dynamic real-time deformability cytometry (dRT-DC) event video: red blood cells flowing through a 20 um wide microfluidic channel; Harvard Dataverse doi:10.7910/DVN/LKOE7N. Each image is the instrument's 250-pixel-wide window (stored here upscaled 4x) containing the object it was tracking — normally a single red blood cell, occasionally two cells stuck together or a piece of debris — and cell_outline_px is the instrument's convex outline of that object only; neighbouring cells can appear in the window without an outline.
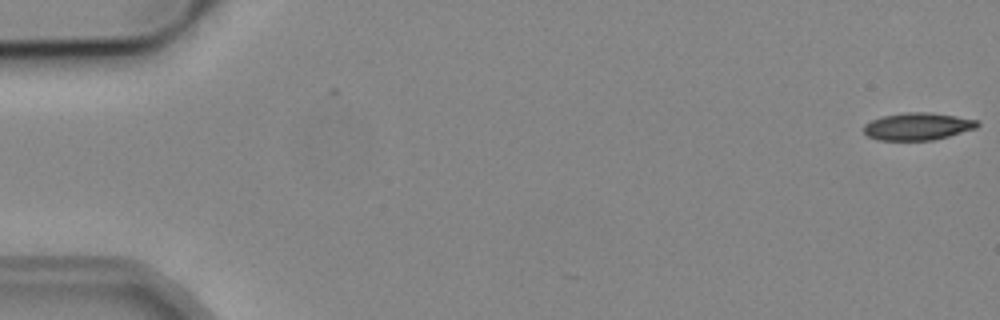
{"species": "common noctule bat (a hibernating species)", "species_latin": "Nyctalus noctula", "temperature_condition": "cold", "stored_images_in_passage": 2, "camera_frame_rate_fps": 3000, "um_per_image_px": 0.085, "animal": {"sex": "male", "body_mass_g": 19.2, "forearm_length_mm": 51.8}, "frame": {"image": 1, "passage_image": 2, "time_ms": 0.333, "image_size_px": [1000, 320], "cell_outline_px": [[980, 124], [976, 128], [948, 136], [932, 140], [876, 140], [868, 136], [864, 132], [864, 124], [872, 120], [884, 116], [904, 112], [928, 112], [956, 116], [980, 120]], "centroid_in_image_um": [78.01, 10.74], "position_along_channel_um": 7.0, "area_um2": 18.09}}